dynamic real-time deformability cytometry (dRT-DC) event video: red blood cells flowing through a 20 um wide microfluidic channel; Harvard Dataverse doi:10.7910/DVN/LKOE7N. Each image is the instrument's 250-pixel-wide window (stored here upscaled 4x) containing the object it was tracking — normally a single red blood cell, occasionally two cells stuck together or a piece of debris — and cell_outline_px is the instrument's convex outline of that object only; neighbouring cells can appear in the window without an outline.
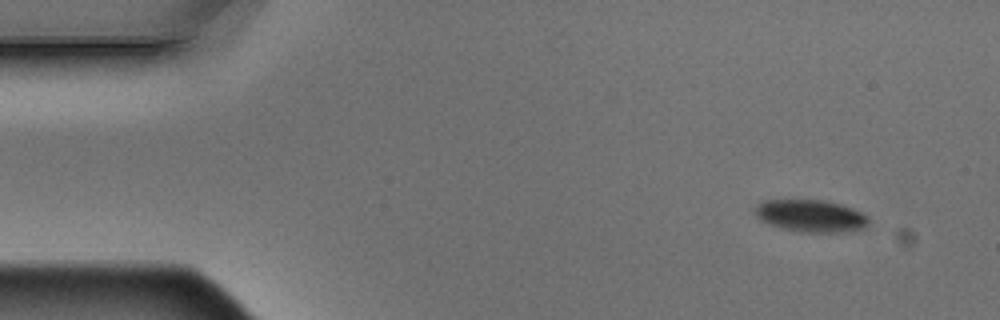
{"species": "Egyptian fruit bat (a non-hibernating species)", "species_latin": "Rousettus aegyptiacus", "temperature_condition": "warm", "stored_images_in_passage": 4, "camera_frame_rate_fps": 3000, "um_per_image_px": 0.085, "animal": {"sex": "male"}, "frame": {"image": 1, "passage_image": 1, "time_ms": 0.0, "image_size_px": [1000, 320], "cell_outline_px": [[868, 224], [864, 228], [840, 232], [804, 232], [780, 228], [760, 220], [756, 216], [756, 204], [764, 200], [824, 200], [840, 204], [852, 208], [868, 216]], "centroid_in_image_um": [68.9, 18.34], "position_along_channel_um": 16.1, "area_um2": 21.21}}
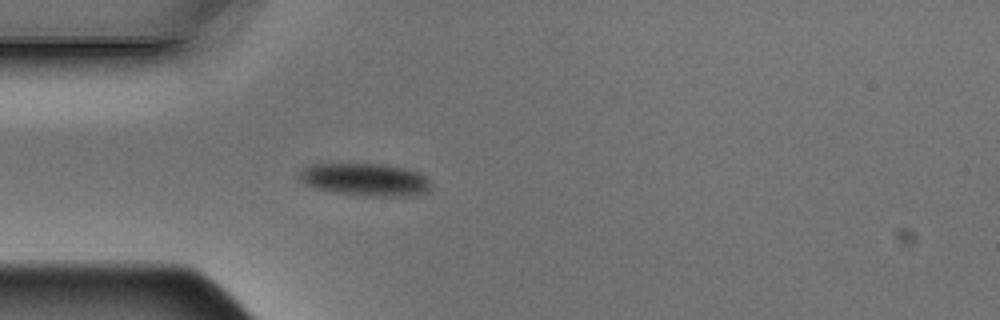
{"frame": {"image": 2, "passage_image": 4, "time_ms": 1.0, "image_size_px": [1000, 320], "cell_outline_px": [[432, 188], [428, 192], [412, 196], [364, 196], [332, 192], [316, 188], [300, 180], [296, 176], [304, 168], [312, 164], [384, 164], [408, 168], [420, 172], [428, 176], [432, 184]], "centroid_in_image_um": [31.14, 15.27], "position_along_channel_um": 53.9, "area_um2": 25.49}}